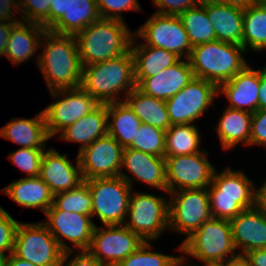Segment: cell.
Instances as JSON below:
<instances>
[{
  "mask_svg": "<svg viewBox=\"0 0 266 266\" xmlns=\"http://www.w3.org/2000/svg\"><path fill=\"white\" fill-rule=\"evenodd\" d=\"M35 63L50 91L81 87L83 66L75 36L46 30Z\"/></svg>",
  "mask_w": 266,
  "mask_h": 266,
  "instance_id": "obj_1",
  "label": "cell"
},
{
  "mask_svg": "<svg viewBox=\"0 0 266 266\" xmlns=\"http://www.w3.org/2000/svg\"><path fill=\"white\" fill-rule=\"evenodd\" d=\"M81 87L100 104L124 101L136 87L132 52L83 66Z\"/></svg>",
  "mask_w": 266,
  "mask_h": 266,
  "instance_id": "obj_2",
  "label": "cell"
},
{
  "mask_svg": "<svg viewBox=\"0 0 266 266\" xmlns=\"http://www.w3.org/2000/svg\"><path fill=\"white\" fill-rule=\"evenodd\" d=\"M134 32L116 19L100 18L75 37L82 66L116 58L130 50Z\"/></svg>",
  "mask_w": 266,
  "mask_h": 266,
  "instance_id": "obj_3",
  "label": "cell"
},
{
  "mask_svg": "<svg viewBox=\"0 0 266 266\" xmlns=\"http://www.w3.org/2000/svg\"><path fill=\"white\" fill-rule=\"evenodd\" d=\"M246 53L241 45L214 40L192 47L188 60L194 77L219 87L249 64Z\"/></svg>",
  "mask_w": 266,
  "mask_h": 266,
  "instance_id": "obj_4",
  "label": "cell"
},
{
  "mask_svg": "<svg viewBox=\"0 0 266 266\" xmlns=\"http://www.w3.org/2000/svg\"><path fill=\"white\" fill-rule=\"evenodd\" d=\"M255 187L241 170L226 167L219 172L216 169L207 187L211 216L230 221L244 209L254 207Z\"/></svg>",
  "mask_w": 266,
  "mask_h": 266,
  "instance_id": "obj_5",
  "label": "cell"
},
{
  "mask_svg": "<svg viewBox=\"0 0 266 266\" xmlns=\"http://www.w3.org/2000/svg\"><path fill=\"white\" fill-rule=\"evenodd\" d=\"M177 250L185 258L193 257L200 262L225 261L238 253L230 222L213 217L178 245Z\"/></svg>",
  "mask_w": 266,
  "mask_h": 266,
  "instance_id": "obj_6",
  "label": "cell"
},
{
  "mask_svg": "<svg viewBox=\"0 0 266 266\" xmlns=\"http://www.w3.org/2000/svg\"><path fill=\"white\" fill-rule=\"evenodd\" d=\"M129 216V217H128ZM124 225L145 242L156 241L169 230V199L132 190Z\"/></svg>",
  "mask_w": 266,
  "mask_h": 266,
  "instance_id": "obj_7",
  "label": "cell"
},
{
  "mask_svg": "<svg viewBox=\"0 0 266 266\" xmlns=\"http://www.w3.org/2000/svg\"><path fill=\"white\" fill-rule=\"evenodd\" d=\"M92 196V219L102 225L124 224L127 219L131 186L120 176L84 180Z\"/></svg>",
  "mask_w": 266,
  "mask_h": 266,
  "instance_id": "obj_8",
  "label": "cell"
},
{
  "mask_svg": "<svg viewBox=\"0 0 266 266\" xmlns=\"http://www.w3.org/2000/svg\"><path fill=\"white\" fill-rule=\"evenodd\" d=\"M169 195V230L189 238L205 221L210 213L209 193L207 188L184 189L168 193Z\"/></svg>",
  "mask_w": 266,
  "mask_h": 266,
  "instance_id": "obj_9",
  "label": "cell"
},
{
  "mask_svg": "<svg viewBox=\"0 0 266 266\" xmlns=\"http://www.w3.org/2000/svg\"><path fill=\"white\" fill-rule=\"evenodd\" d=\"M13 254L36 266H60L64 252L41 221L18 224Z\"/></svg>",
  "mask_w": 266,
  "mask_h": 266,
  "instance_id": "obj_10",
  "label": "cell"
},
{
  "mask_svg": "<svg viewBox=\"0 0 266 266\" xmlns=\"http://www.w3.org/2000/svg\"><path fill=\"white\" fill-rule=\"evenodd\" d=\"M50 94L54 102L42 111L51 139L100 105L82 87L50 91Z\"/></svg>",
  "mask_w": 266,
  "mask_h": 266,
  "instance_id": "obj_11",
  "label": "cell"
},
{
  "mask_svg": "<svg viewBox=\"0 0 266 266\" xmlns=\"http://www.w3.org/2000/svg\"><path fill=\"white\" fill-rule=\"evenodd\" d=\"M218 97V87L200 78H194L182 90L165 101L171 125L194 124L204 116Z\"/></svg>",
  "mask_w": 266,
  "mask_h": 266,
  "instance_id": "obj_12",
  "label": "cell"
},
{
  "mask_svg": "<svg viewBox=\"0 0 266 266\" xmlns=\"http://www.w3.org/2000/svg\"><path fill=\"white\" fill-rule=\"evenodd\" d=\"M144 242L124 224L96 225L87 251L104 266H117Z\"/></svg>",
  "mask_w": 266,
  "mask_h": 266,
  "instance_id": "obj_13",
  "label": "cell"
},
{
  "mask_svg": "<svg viewBox=\"0 0 266 266\" xmlns=\"http://www.w3.org/2000/svg\"><path fill=\"white\" fill-rule=\"evenodd\" d=\"M134 34L145 41V45L173 52L181 59H188L191 54L192 47L178 15L154 13Z\"/></svg>",
  "mask_w": 266,
  "mask_h": 266,
  "instance_id": "obj_14",
  "label": "cell"
},
{
  "mask_svg": "<svg viewBox=\"0 0 266 266\" xmlns=\"http://www.w3.org/2000/svg\"><path fill=\"white\" fill-rule=\"evenodd\" d=\"M167 194L184 189L207 188L217 167L208 160V152L203 151L165 157Z\"/></svg>",
  "mask_w": 266,
  "mask_h": 266,
  "instance_id": "obj_15",
  "label": "cell"
},
{
  "mask_svg": "<svg viewBox=\"0 0 266 266\" xmlns=\"http://www.w3.org/2000/svg\"><path fill=\"white\" fill-rule=\"evenodd\" d=\"M45 216L46 219L42 222L48 227L64 253L74 249L87 251L96 226L92 216L76 212L69 213L57 209L54 205L47 210ZM64 239L71 242L74 248L66 244Z\"/></svg>",
  "mask_w": 266,
  "mask_h": 266,
  "instance_id": "obj_16",
  "label": "cell"
},
{
  "mask_svg": "<svg viewBox=\"0 0 266 266\" xmlns=\"http://www.w3.org/2000/svg\"><path fill=\"white\" fill-rule=\"evenodd\" d=\"M123 149L107 134L77 153L84 180L119 176Z\"/></svg>",
  "mask_w": 266,
  "mask_h": 266,
  "instance_id": "obj_17",
  "label": "cell"
},
{
  "mask_svg": "<svg viewBox=\"0 0 266 266\" xmlns=\"http://www.w3.org/2000/svg\"><path fill=\"white\" fill-rule=\"evenodd\" d=\"M126 168L134 178L128 176ZM120 177H122L132 189L136 180L149 185L152 189H159L167 193L166 161L165 157L144 153L132 148H124L122 152V166ZM134 181V182H133Z\"/></svg>",
  "mask_w": 266,
  "mask_h": 266,
  "instance_id": "obj_18",
  "label": "cell"
},
{
  "mask_svg": "<svg viewBox=\"0 0 266 266\" xmlns=\"http://www.w3.org/2000/svg\"><path fill=\"white\" fill-rule=\"evenodd\" d=\"M76 164L68 154H60L58 150L47 148L42 156L39 177L48 185L53 195L72 190L84 182L78 155Z\"/></svg>",
  "mask_w": 266,
  "mask_h": 266,
  "instance_id": "obj_19",
  "label": "cell"
},
{
  "mask_svg": "<svg viewBox=\"0 0 266 266\" xmlns=\"http://www.w3.org/2000/svg\"><path fill=\"white\" fill-rule=\"evenodd\" d=\"M188 59H180L174 65L146 79H135L136 87L143 93L167 100L194 79Z\"/></svg>",
  "mask_w": 266,
  "mask_h": 266,
  "instance_id": "obj_20",
  "label": "cell"
},
{
  "mask_svg": "<svg viewBox=\"0 0 266 266\" xmlns=\"http://www.w3.org/2000/svg\"><path fill=\"white\" fill-rule=\"evenodd\" d=\"M229 222L238 253L266 249V215L258 208L244 209Z\"/></svg>",
  "mask_w": 266,
  "mask_h": 266,
  "instance_id": "obj_21",
  "label": "cell"
},
{
  "mask_svg": "<svg viewBox=\"0 0 266 266\" xmlns=\"http://www.w3.org/2000/svg\"><path fill=\"white\" fill-rule=\"evenodd\" d=\"M259 88V69H253L248 64L228 82L218 87V96H226L229 108L254 113L258 110Z\"/></svg>",
  "mask_w": 266,
  "mask_h": 266,
  "instance_id": "obj_22",
  "label": "cell"
},
{
  "mask_svg": "<svg viewBox=\"0 0 266 266\" xmlns=\"http://www.w3.org/2000/svg\"><path fill=\"white\" fill-rule=\"evenodd\" d=\"M0 136L20 148H46L45 143L51 139L42 110L32 118H11L0 128Z\"/></svg>",
  "mask_w": 266,
  "mask_h": 266,
  "instance_id": "obj_23",
  "label": "cell"
},
{
  "mask_svg": "<svg viewBox=\"0 0 266 266\" xmlns=\"http://www.w3.org/2000/svg\"><path fill=\"white\" fill-rule=\"evenodd\" d=\"M108 134L107 104H100L91 113L62 130L56 137L64 142L78 143L79 152L96 139Z\"/></svg>",
  "mask_w": 266,
  "mask_h": 266,
  "instance_id": "obj_24",
  "label": "cell"
},
{
  "mask_svg": "<svg viewBox=\"0 0 266 266\" xmlns=\"http://www.w3.org/2000/svg\"><path fill=\"white\" fill-rule=\"evenodd\" d=\"M22 208L41 209L45 214L53 205V194L48 185L39 177H22L0 189Z\"/></svg>",
  "mask_w": 266,
  "mask_h": 266,
  "instance_id": "obj_25",
  "label": "cell"
},
{
  "mask_svg": "<svg viewBox=\"0 0 266 266\" xmlns=\"http://www.w3.org/2000/svg\"><path fill=\"white\" fill-rule=\"evenodd\" d=\"M205 9L216 40L242 46L243 5L205 3Z\"/></svg>",
  "mask_w": 266,
  "mask_h": 266,
  "instance_id": "obj_26",
  "label": "cell"
},
{
  "mask_svg": "<svg viewBox=\"0 0 266 266\" xmlns=\"http://www.w3.org/2000/svg\"><path fill=\"white\" fill-rule=\"evenodd\" d=\"M45 31L40 24L18 22L11 30L4 56L14 66L32 59L40 50V42Z\"/></svg>",
  "mask_w": 266,
  "mask_h": 266,
  "instance_id": "obj_27",
  "label": "cell"
},
{
  "mask_svg": "<svg viewBox=\"0 0 266 266\" xmlns=\"http://www.w3.org/2000/svg\"><path fill=\"white\" fill-rule=\"evenodd\" d=\"M215 126L223 151H230L238 145L250 147L251 112L225 107Z\"/></svg>",
  "mask_w": 266,
  "mask_h": 266,
  "instance_id": "obj_28",
  "label": "cell"
},
{
  "mask_svg": "<svg viewBox=\"0 0 266 266\" xmlns=\"http://www.w3.org/2000/svg\"><path fill=\"white\" fill-rule=\"evenodd\" d=\"M137 42L138 37L134 34L130 51L134 59L135 79H146L157 75L181 59L173 52Z\"/></svg>",
  "mask_w": 266,
  "mask_h": 266,
  "instance_id": "obj_29",
  "label": "cell"
},
{
  "mask_svg": "<svg viewBox=\"0 0 266 266\" xmlns=\"http://www.w3.org/2000/svg\"><path fill=\"white\" fill-rule=\"evenodd\" d=\"M100 18L97 0H67L66 13L49 31L60 35L76 36Z\"/></svg>",
  "mask_w": 266,
  "mask_h": 266,
  "instance_id": "obj_30",
  "label": "cell"
},
{
  "mask_svg": "<svg viewBox=\"0 0 266 266\" xmlns=\"http://www.w3.org/2000/svg\"><path fill=\"white\" fill-rule=\"evenodd\" d=\"M124 101L142 123L164 131L172 126L165 100L147 95L135 87Z\"/></svg>",
  "mask_w": 266,
  "mask_h": 266,
  "instance_id": "obj_31",
  "label": "cell"
},
{
  "mask_svg": "<svg viewBox=\"0 0 266 266\" xmlns=\"http://www.w3.org/2000/svg\"><path fill=\"white\" fill-rule=\"evenodd\" d=\"M108 134L123 148L129 147L142 122L125 101L108 103Z\"/></svg>",
  "mask_w": 266,
  "mask_h": 266,
  "instance_id": "obj_32",
  "label": "cell"
},
{
  "mask_svg": "<svg viewBox=\"0 0 266 266\" xmlns=\"http://www.w3.org/2000/svg\"><path fill=\"white\" fill-rule=\"evenodd\" d=\"M247 51L266 50V3L243 4V40Z\"/></svg>",
  "mask_w": 266,
  "mask_h": 266,
  "instance_id": "obj_33",
  "label": "cell"
},
{
  "mask_svg": "<svg viewBox=\"0 0 266 266\" xmlns=\"http://www.w3.org/2000/svg\"><path fill=\"white\" fill-rule=\"evenodd\" d=\"M195 124H174L166 131L165 157L195 154L200 149L201 136Z\"/></svg>",
  "mask_w": 266,
  "mask_h": 266,
  "instance_id": "obj_34",
  "label": "cell"
},
{
  "mask_svg": "<svg viewBox=\"0 0 266 266\" xmlns=\"http://www.w3.org/2000/svg\"><path fill=\"white\" fill-rule=\"evenodd\" d=\"M179 17L188 35L191 47L216 40L211 21L207 16L205 2L182 12Z\"/></svg>",
  "mask_w": 266,
  "mask_h": 266,
  "instance_id": "obj_35",
  "label": "cell"
},
{
  "mask_svg": "<svg viewBox=\"0 0 266 266\" xmlns=\"http://www.w3.org/2000/svg\"><path fill=\"white\" fill-rule=\"evenodd\" d=\"M53 205L59 209L92 216V196L84 181L78 187L53 195Z\"/></svg>",
  "mask_w": 266,
  "mask_h": 266,
  "instance_id": "obj_36",
  "label": "cell"
},
{
  "mask_svg": "<svg viewBox=\"0 0 266 266\" xmlns=\"http://www.w3.org/2000/svg\"><path fill=\"white\" fill-rule=\"evenodd\" d=\"M137 132L128 148L165 157L166 131L142 123Z\"/></svg>",
  "mask_w": 266,
  "mask_h": 266,
  "instance_id": "obj_37",
  "label": "cell"
},
{
  "mask_svg": "<svg viewBox=\"0 0 266 266\" xmlns=\"http://www.w3.org/2000/svg\"><path fill=\"white\" fill-rule=\"evenodd\" d=\"M150 242H144L135 252L122 260L117 266H171L179 257L155 252Z\"/></svg>",
  "mask_w": 266,
  "mask_h": 266,
  "instance_id": "obj_38",
  "label": "cell"
},
{
  "mask_svg": "<svg viewBox=\"0 0 266 266\" xmlns=\"http://www.w3.org/2000/svg\"><path fill=\"white\" fill-rule=\"evenodd\" d=\"M45 150V148H18L7 157L20 171L27 174L26 177H36L40 175V165Z\"/></svg>",
  "mask_w": 266,
  "mask_h": 266,
  "instance_id": "obj_39",
  "label": "cell"
},
{
  "mask_svg": "<svg viewBox=\"0 0 266 266\" xmlns=\"http://www.w3.org/2000/svg\"><path fill=\"white\" fill-rule=\"evenodd\" d=\"M21 17L24 22L37 23L50 29L51 0H19Z\"/></svg>",
  "mask_w": 266,
  "mask_h": 266,
  "instance_id": "obj_40",
  "label": "cell"
},
{
  "mask_svg": "<svg viewBox=\"0 0 266 266\" xmlns=\"http://www.w3.org/2000/svg\"><path fill=\"white\" fill-rule=\"evenodd\" d=\"M97 8L101 18L124 21L122 12L142 11L139 0H97Z\"/></svg>",
  "mask_w": 266,
  "mask_h": 266,
  "instance_id": "obj_41",
  "label": "cell"
},
{
  "mask_svg": "<svg viewBox=\"0 0 266 266\" xmlns=\"http://www.w3.org/2000/svg\"><path fill=\"white\" fill-rule=\"evenodd\" d=\"M20 222L15 220L0 205V253L8 255L13 253L15 234Z\"/></svg>",
  "mask_w": 266,
  "mask_h": 266,
  "instance_id": "obj_42",
  "label": "cell"
},
{
  "mask_svg": "<svg viewBox=\"0 0 266 266\" xmlns=\"http://www.w3.org/2000/svg\"><path fill=\"white\" fill-rule=\"evenodd\" d=\"M255 145L266 148V109L252 114L250 146Z\"/></svg>",
  "mask_w": 266,
  "mask_h": 266,
  "instance_id": "obj_43",
  "label": "cell"
},
{
  "mask_svg": "<svg viewBox=\"0 0 266 266\" xmlns=\"http://www.w3.org/2000/svg\"><path fill=\"white\" fill-rule=\"evenodd\" d=\"M158 8L155 13L163 15H180L182 12L196 6L200 0H152Z\"/></svg>",
  "mask_w": 266,
  "mask_h": 266,
  "instance_id": "obj_44",
  "label": "cell"
},
{
  "mask_svg": "<svg viewBox=\"0 0 266 266\" xmlns=\"http://www.w3.org/2000/svg\"><path fill=\"white\" fill-rule=\"evenodd\" d=\"M72 254L74 251L65 252L60 266H104L88 251H78L74 256Z\"/></svg>",
  "mask_w": 266,
  "mask_h": 266,
  "instance_id": "obj_45",
  "label": "cell"
},
{
  "mask_svg": "<svg viewBox=\"0 0 266 266\" xmlns=\"http://www.w3.org/2000/svg\"><path fill=\"white\" fill-rule=\"evenodd\" d=\"M20 14L15 15V14ZM15 15V16H14ZM18 16L19 18H17ZM19 0H0V21H22Z\"/></svg>",
  "mask_w": 266,
  "mask_h": 266,
  "instance_id": "obj_46",
  "label": "cell"
},
{
  "mask_svg": "<svg viewBox=\"0 0 266 266\" xmlns=\"http://www.w3.org/2000/svg\"><path fill=\"white\" fill-rule=\"evenodd\" d=\"M19 21H0V57L4 56L12 28Z\"/></svg>",
  "mask_w": 266,
  "mask_h": 266,
  "instance_id": "obj_47",
  "label": "cell"
},
{
  "mask_svg": "<svg viewBox=\"0 0 266 266\" xmlns=\"http://www.w3.org/2000/svg\"><path fill=\"white\" fill-rule=\"evenodd\" d=\"M67 0H51L50 28L66 13Z\"/></svg>",
  "mask_w": 266,
  "mask_h": 266,
  "instance_id": "obj_48",
  "label": "cell"
},
{
  "mask_svg": "<svg viewBox=\"0 0 266 266\" xmlns=\"http://www.w3.org/2000/svg\"><path fill=\"white\" fill-rule=\"evenodd\" d=\"M259 97H258V110L266 109V66L264 65L259 69Z\"/></svg>",
  "mask_w": 266,
  "mask_h": 266,
  "instance_id": "obj_49",
  "label": "cell"
},
{
  "mask_svg": "<svg viewBox=\"0 0 266 266\" xmlns=\"http://www.w3.org/2000/svg\"><path fill=\"white\" fill-rule=\"evenodd\" d=\"M260 186L259 188L255 187L254 206L266 215V179Z\"/></svg>",
  "mask_w": 266,
  "mask_h": 266,
  "instance_id": "obj_50",
  "label": "cell"
},
{
  "mask_svg": "<svg viewBox=\"0 0 266 266\" xmlns=\"http://www.w3.org/2000/svg\"><path fill=\"white\" fill-rule=\"evenodd\" d=\"M251 266H266V249H257L245 253Z\"/></svg>",
  "mask_w": 266,
  "mask_h": 266,
  "instance_id": "obj_51",
  "label": "cell"
},
{
  "mask_svg": "<svg viewBox=\"0 0 266 266\" xmlns=\"http://www.w3.org/2000/svg\"><path fill=\"white\" fill-rule=\"evenodd\" d=\"M225 266H251L245 254L237 253L225 260Z\"/></svg>",
  "mask_w": 266,
  "mask_h": 266,
  "instance_id": "obj_52",
  "label": "cell"
},
{
  "mask_svg": "<svg viewBox=\"0 0 266 266\" xmlns=\"http://www.w3.org/2000/svg\"><path fill=\"white\" fill-rule=\"evenodd\" d=\"M6 266H36L29 261L16 257L13 253L9 254L6 260Z\"/></svg>",
  "mask_w": 266,
  "mask_h": 266,
  "instance_id": "obj_53",
  "label": "cell"
},
{
  "mask_svg": "<svg viewBox=\"0 0 266 266\" xmlns=\"http://www.w3.org/2000/svg\"><path fill=\"white\" fill-rule=\"evenodd\" d=\"M205 3L224 4V5H243L240 0H200Z\"/></svg>",
  "mask_w": 266,
  "mask_h": 266,
  "instance_id": "obj_54",
  "label": "cell"
},
{
  "mask_svg": "<svg viewBox=\"0 0 266 266\" xmlns=\"http://www.w3.org/2000/svg\"><path fill=\"white\" fill-rule=\"evenodd\" d=\"M187 258H185L182 254L173 262V264L171 266H198L196 264H192L189 263L187 264Z\"/></svg>",
  "mask_w": 266,
  "mask_h": 266,
  "instance_id": "obj_55",
  "label": "cell"
},
{
  "mask_svg": "<svg viewBox=\"0 0 266 266\" xmlns=\"http://www.w3.org/2000/svg\"><path fill=\"white\" fill-rule=\"evenodd\" d=\"M201 266H225V261L201 262ZM199 266V265H198Z\"/></svg>",
  "mask_w": 266,
  "mask_h": 266,
  "instance_id": "obj_56",
  "label": "cell"
},
{
  "mask_svg": "<svg viewBox=\"0 0 266 266\" xmlns=\"http://www.w3.org/2000/svg\"><path fill=\"white\" fill-rule=\"evenodd\" d=\"M7 257L8 256L6 254L0 253V266H6Z\"/></svg>",
  "mask_w": 266,
  "mask_h": 266,
  "instance_id": "obj_57",
  "label": "cell"
},
{
  "mask_svg": "<svg viewBox=\"0 0 266 266\" xmlns=\"http://www.w3.org/2000/svg\"><path fill=\"white\" fill-rule=\"evenodd\" d=\"M243 4L246 3H266V0H240Z\"/></svg>",
  "mask_w": 266,
  "mask_h": 266,
  "instance_id": "obj_58",
  "label": "cell"
}]
</instances>
